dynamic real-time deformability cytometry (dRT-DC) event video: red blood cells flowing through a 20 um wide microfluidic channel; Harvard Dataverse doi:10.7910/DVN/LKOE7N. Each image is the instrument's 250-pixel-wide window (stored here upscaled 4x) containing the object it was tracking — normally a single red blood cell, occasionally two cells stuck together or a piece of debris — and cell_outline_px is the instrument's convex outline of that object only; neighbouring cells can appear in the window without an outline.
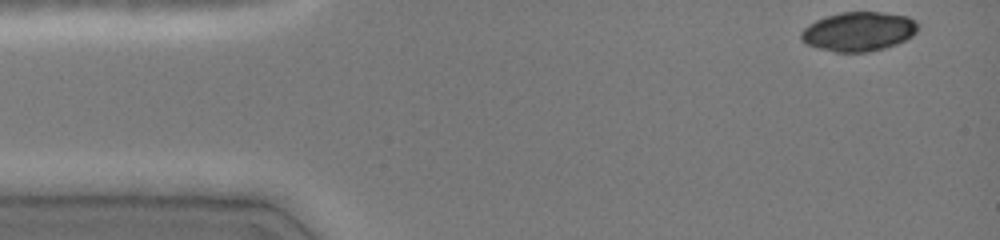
{"species": "common noctule bat (a hibernating species)", "species_latin": "Nyctalus noctula", "temperature_condition": "cold", "stored_images_in_passage": 39, "camera_frame_rate_fps": 3000, "um_per_image_px": 0.085, "animal": {"sex": "female", "body_mass_g": 19.0, "forearm_length_mm": 51.5}, "frame": {"image": 1, "passage_image": 1, "time_ms": 0.0, "image_size_px": [1000, 240], "cell_outline_px": [[920, 28], [912, 36], [896, 44], [884, 48], [868, 52], [836, 52], [820, 48], [808, 44], [800, 40], [800, 32], [808, 24], [824, 16], [840, 12], [884, 12], [908, 16], [916, 20], [920, 24]], "centroid_in_image_um": [73.0, 2.66], "position_along_channel_um": 12.0, "area_um2": 26.99}}
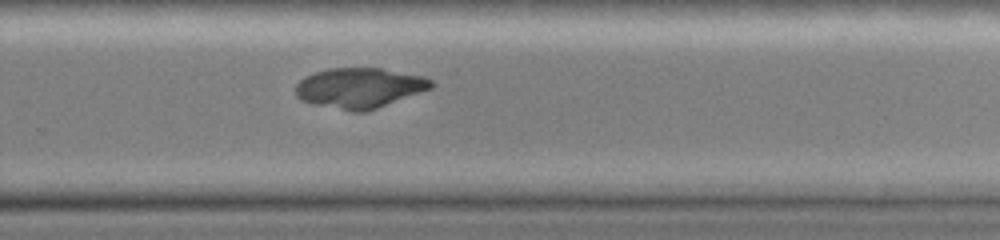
{"frame": {"image": 2, "passage_image": 29, "time_ms": 9.333, "image_size_px": [1000, 240], "cell_outline_px": [[436, 84], [432, 88], [376, 108], [364, 112], [352, 112], [312, 104], [300, 100], [296, 96], [296, 84], [304, 76], [328, 68], [380, 68], [424, 76], [432, 80]], "centroid_in_image_um": [30.54, 7.47], "position_along_channel_um": 299.3, "area_um2": 31.85}}
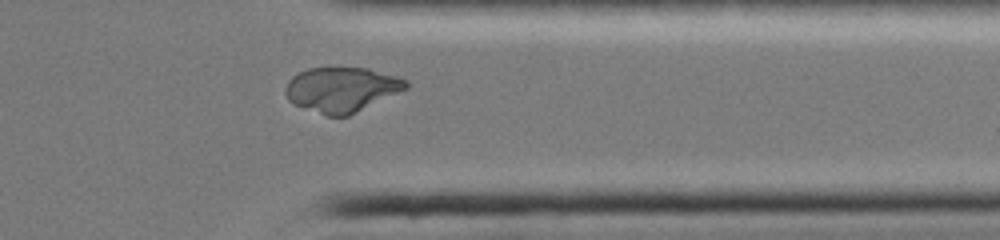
{"frame": {"image": 3, "passage_image": 35, "time_ms": 11.333, "image_size_px": [1000, 240], "cell_outline_px": [[408, 88], [348, 116], [328, 116], [296, 104], [288, 100], [284, 92], [284, 88], [288, 80], [292, 76], [308, 68], [368, 68], [396, 76], [408, 80]], "centroid_in_image_um": [29.04, 7.6], "position_along_channel_um": 382.4, "area_um2": 31.27}}